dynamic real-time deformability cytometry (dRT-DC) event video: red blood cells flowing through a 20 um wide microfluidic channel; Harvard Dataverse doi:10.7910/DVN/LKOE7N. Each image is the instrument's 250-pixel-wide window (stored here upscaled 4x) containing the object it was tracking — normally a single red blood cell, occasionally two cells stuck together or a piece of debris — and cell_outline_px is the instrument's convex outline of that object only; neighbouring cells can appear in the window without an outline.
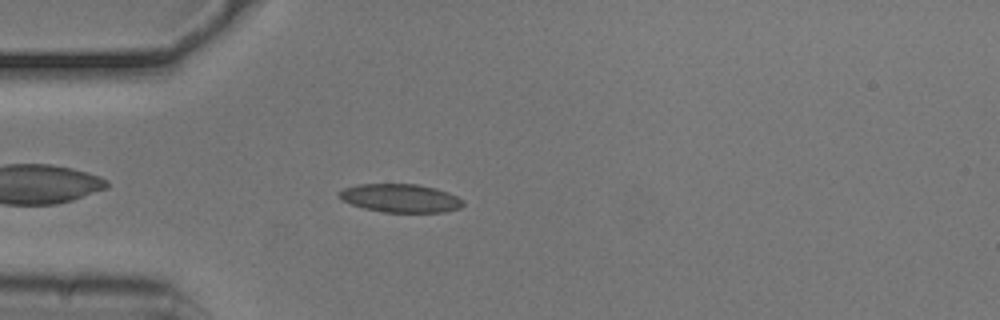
{"species": "common noctule bat (a hibernating species)", "species_latin": "Nyctalus noctula", "temperature_condition": "cold", "stored_images_in_passage": 44, "camera_frame_rate_fps": 3000, "um_per_image_px": 0.085, "animal": {"sex": "male", "body_mass_g": 20.5, "forearm_length_mm": 52.5}, "frame": {"image": 1, "passage_image": 5, "time_ms": 1.333, "image_size_px": [1000, 320], "cell_outline_px": [[464, 204], [460, 208], [444, 212], [384, 212], [364, 208], [352, 204], [344, 200], [336, 192], [344, 188], [356, 184], [416, 184], [436, 188], [448, 192], [464, 200]], "centroid_in_image_um": [34.06, 16.84], "position_along_channel_um": 50.9, "area_um2": 20.46}}
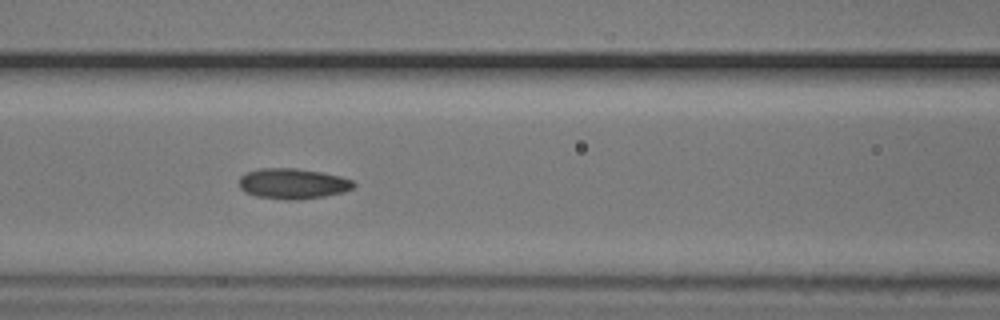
{"frame": {"image": 2, "passage_image": 13, "time_ms": 4.0, "image_size_px": [1000, 320], "cell_outline_px": [[356, 184], [352, 188], [344, 192], [324, 196], [296, 200], [288, 200], [256, 196], [244, 192], [240, 188], [240, 176], [248, 172], [260, 168], [296, 168], [320, 172], [340, 176], [352, 180]], "centroid_in_image_um": [24.89, 15.61], "position_along_channel_um": 141.7, "area_um2": 20.29}}
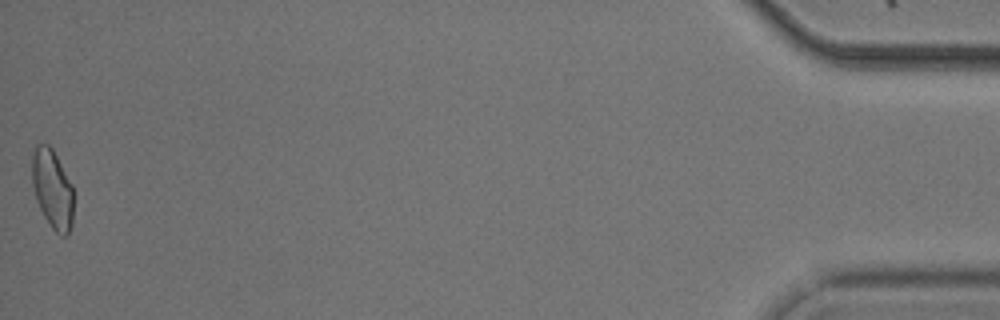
{"frame": {"image": 3, "passage_image": 44, "time_ms": 14.333, "image_size_px": [1000, 320], "cell_outline_px": [[72, 224], [68, 232], [64, 236], [60, 236], [52, 228], [44, 216], [36, 200], [32, 184], [32, 152], [36, 144], [48, 144], [52, 148], [72, 184]], "centroid_in_image_um": [4.43, 16.04], "position_along_channel_um": 430.8, "area_um2": 19.02}, "authors_computed_cell_mechanics": {"area_um2": 19.3919, "velocity_mm_per_s": 3.7344, "shape_relaxation_time_tau1_ms": null, "shape_relaxation_time_tau2_ms": 4.7745, "deformation_change_tau1": null, "deformation_change_tau2": 0.0943}}